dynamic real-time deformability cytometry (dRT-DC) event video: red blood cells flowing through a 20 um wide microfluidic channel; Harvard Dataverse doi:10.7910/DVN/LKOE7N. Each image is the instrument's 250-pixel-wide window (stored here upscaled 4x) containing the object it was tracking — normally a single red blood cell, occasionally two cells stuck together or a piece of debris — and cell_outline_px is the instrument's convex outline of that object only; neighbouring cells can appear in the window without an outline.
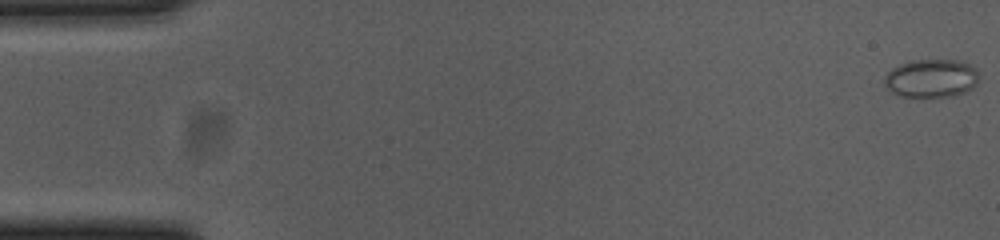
{"species": "common noctule bat (a hibernating species)", "species_latin": "Nyctalus noctula", "temperature_condition": "cold", "stored_images_in_passage": 36, "camera_frame_rate_fps": 3000, "um_per_image_px": 0.085, "animal": {"sex": "female", "body_mass_g": 23.0, "forearm_length_mm": 53.4}, "frame": {"image": 1, "passage_image": 1, "time_ms": 0.0, "image_size_px": [1000, 240], "cell_outline_px": [[976, 84], [972, 88], [964, 92], [952, 96], [900, 96], [892, 92], [884, 84], [884, 76], [892, 68], [908, 60], [960, 60], [976, 68]], "centroid_in_image_um": [79.12, 6.64], "position_along_channel_um": 5.9, "area_um2": 20.92}}
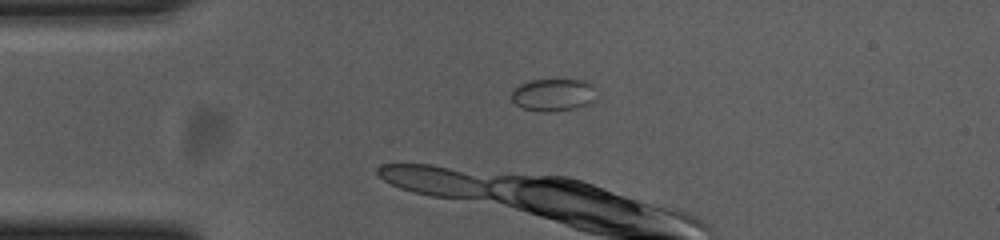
{"frame": {"image": 2, "passage_image": 13, "time_ms": 4.0, "image_size_px": [1000, 240], "cell_outline_px": [[596, 100], [588, 104], [576, 108], [552, 112], [544, 112], [520, 108], [512, 100], [512, 92], [520, 84], [532, 80], [584, 80], [592, 84]], "centroid_in_image_um": [47.04, 8.08], "position_along_channel_um": 38.0, "area_um2": 16.07}}